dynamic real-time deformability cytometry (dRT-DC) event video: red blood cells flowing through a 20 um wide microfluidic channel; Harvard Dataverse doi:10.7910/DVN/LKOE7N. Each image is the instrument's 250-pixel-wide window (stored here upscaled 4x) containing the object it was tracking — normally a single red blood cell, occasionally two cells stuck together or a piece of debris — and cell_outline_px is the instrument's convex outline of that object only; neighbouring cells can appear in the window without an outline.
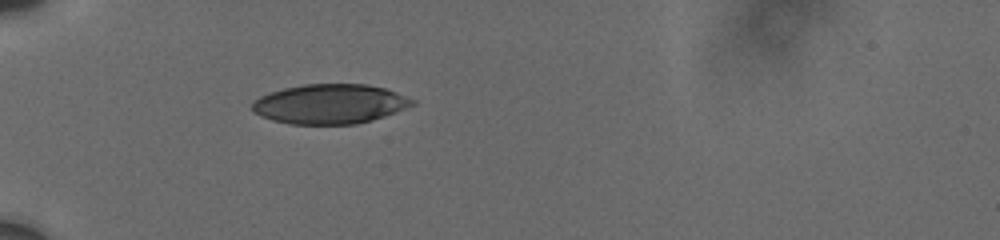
{"species": "human", "species_latin": "Homo sapiens", "temperature_condition": "cold", "stored_images_in_passage": 4, "camera_frame_rate_fps": 3000, "um_per_image_px": 0.085, "donor": {"sex": "male"}, "frame": {"image": 1, "passage_image": 1, "time_ms": 0.0, "image_size_px": [1000, 240], "cell_outline_px": [[416, 104], [396, 112], [372, 120], [356, 124], [288, 124], [272, 120], [260, 116], [252, 112], [252, 104], [260, 96], [284, 88], [304, 84], [364, 84], [384, 88], [396, 92], [416, 100]], "centroid_in_image_um": [28.05, 8.84], "position_along_channel_um": 57.0, "area_um2": 36.99}}
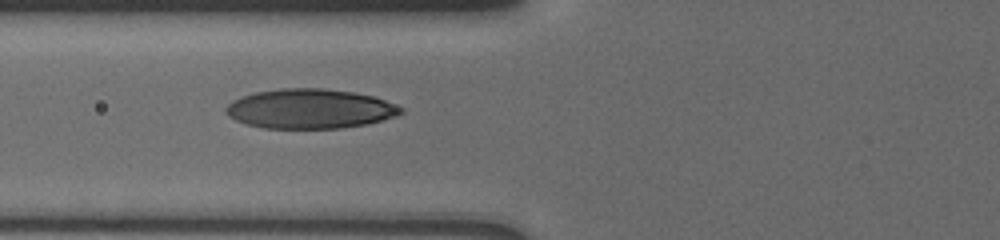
{"frame": {"image": 2, "passage_image": 3, "time_ms": 1.667, "image_size_px": [1000, 240], "cell_outline_px": [[404, 112], [396, 116], [368, 124], [340, 128], [264, 128], [248, 124], [236, 120], [228, 116], [224, 112], [224, 108], [232, 100], [256, 92], [280, 88], [324, 88], [352, 92], [372, 96], [384, 100], [404, 108]], "centroid_in_image_um": [26.34, 9.25], "position_along_channel_um": 99.5, "area_um2": 40.34}}
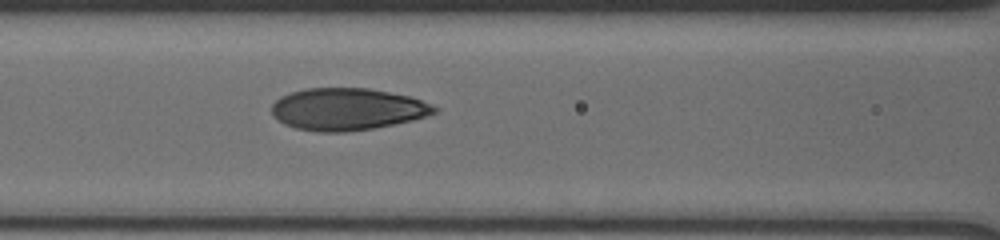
{"frame": {"image": 3, "passage_image": 4, "time_ms": 2.667, "image_size_px": [1000, 240], "cell_outline_px": [[440, 108], [436, 112], [412, 120], [372, 128], [344, 132], [316, 132], [296, 128], [284, 124], [272, 112], [272, 104], [280, 96], [292, 92], [308, 88], [368, 88], [408, 96], [432, 104]], "centroid_in_image_um": [29.51, 9.28], "position_along_channel_um": 137.1, "area_um2": 39.54}}